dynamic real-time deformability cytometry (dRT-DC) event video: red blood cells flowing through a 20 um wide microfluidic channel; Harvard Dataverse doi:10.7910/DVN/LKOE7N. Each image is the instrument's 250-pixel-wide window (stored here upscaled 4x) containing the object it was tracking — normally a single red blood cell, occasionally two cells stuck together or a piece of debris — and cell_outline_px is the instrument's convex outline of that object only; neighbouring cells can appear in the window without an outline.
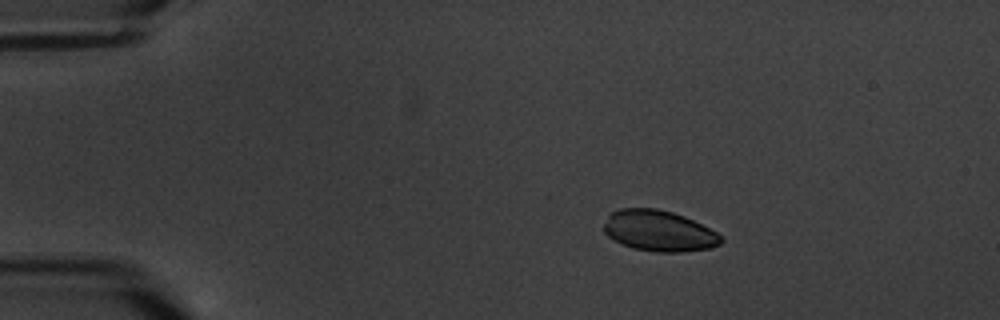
{"species": "common noctule bat (a hibernating species)", "species_latin": "Nyctalus noctula", "temperature_condition": "warm", "stored_images_in_passage": 5, "camera_frame_rate_fps": 3000, "um_per_image_px": 0.085, "animal": {"sex": "male", "body_mass_g": 20.1, "forearm_length_mm": 53.5}, "frame": {"image": 1, "passage_image": 2, "time_ms": 1.333, "image_size_px": [1000, 320], "cell_outline_px": [[724, 240], [720, 244], [712, 248], [680, 252], [656, 252], [632, 248], [608, 236], [604, 232], [604, 224], [608, 216], [612, 212], [620, 208], [656, 208], [672, 212], [684, 216], [724, 236]], "centroid_in_image_um": [56.03, 19.63], "position_along_channel_um": 29.0, "area_um2": 27.86}}
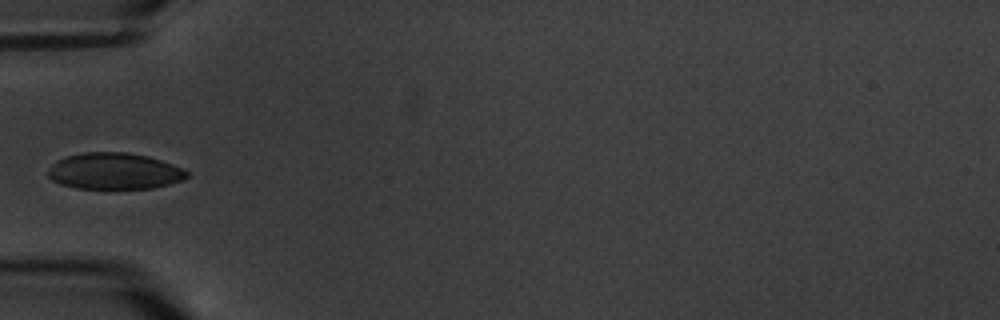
{"frame": {"image": 2, "passage_image": 5, "time_ms": 4.667, "image_size_px": [1000, 320], "cell_outline_px": [[188, 176], [184, 180], [152, 188], [112, 192], [76, 188], [60, 184], [52, 180], [48, 176], [48, 172], [52, 164], [56, 160], [68, 156], [84, 152], [128, 152], [148, 156], [172, 164], [188, 172]], "centroid_in_image_um": [9.7, 14.6], "position_along_channel_um": 75.3, "area_um2": 30.4}}